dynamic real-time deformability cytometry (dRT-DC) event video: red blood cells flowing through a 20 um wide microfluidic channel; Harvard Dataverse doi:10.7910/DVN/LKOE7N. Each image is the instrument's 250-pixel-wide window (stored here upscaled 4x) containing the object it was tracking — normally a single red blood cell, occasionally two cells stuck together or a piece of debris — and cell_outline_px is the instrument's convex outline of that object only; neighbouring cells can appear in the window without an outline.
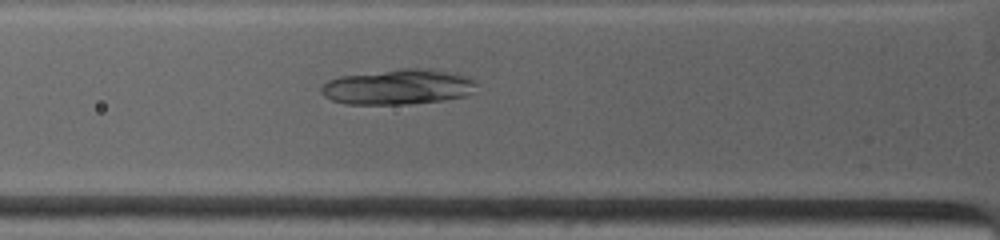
{"species": "common noctule bat (a hibernating species)", "species_latin": "Nyctalus noctula", "temperature_condition": "warm", "stored_images_in_passage": 11, "camera_frame_rate_fps": 4500, "um_per_image_px": 0.085, "animal": {"sex": "female", "body_mass_g": 19.0, "forearm_length_mm": 53.3}, "frame": {"image": 1, "passage_image": 9, "time_ms": 3.111, "image_size_px": [1000, 240], "cell_outline_px": [[476, 84], [472, 92], [464, 96], [444, 100], [408, 104], [344, 104], [332, 100], [324, 96], [320, 92], [320, 88], [328, 80], [340, 76], [404, 68], [432, 68], [456, 72], [472, 76], [476, 80]], "centroid_in_image_um": [33.88, 7.37], "position_along_channel_um": 91.9, "area_um2": 32.37}}